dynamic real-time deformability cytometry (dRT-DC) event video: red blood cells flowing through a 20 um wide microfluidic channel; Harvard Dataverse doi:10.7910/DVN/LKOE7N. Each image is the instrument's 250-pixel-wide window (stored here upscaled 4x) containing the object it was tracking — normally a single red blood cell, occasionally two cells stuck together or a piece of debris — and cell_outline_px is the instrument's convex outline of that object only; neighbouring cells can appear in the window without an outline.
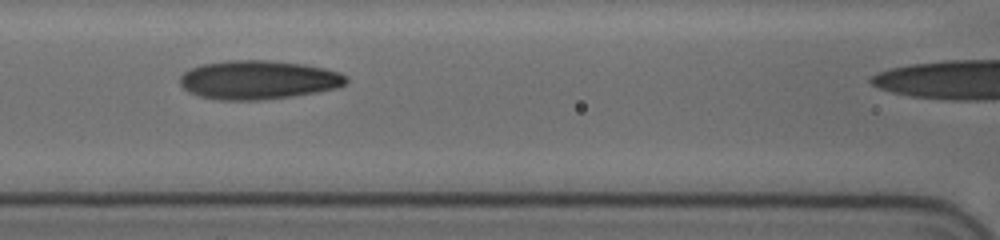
{"species": "human", "species_latin": "Homo sapiens", "temperature_condition": "cold", "stored_images_in_passage": 37, "camera_frame_rate_fps": 3000, "um_per_image_px": 0.085, "donor": {"sex": "female"}, "frame": {"image": 1, "passage_image": 14, "time_ms": 4.333, "image_size_px": [1000, 240], "cell_outline_px": [[348, 84], [336, 88], [316, 92], [292, 96], [260, 100], [220, 100], [200, 96], [184, 88], [180, 84], [180, 76], [184, 72], [200, 64], [228, 60], [272, 60], [304, 64], [324, 68], [340, 72], [348, 76]], "centroid_in_image_um": [21.99, 6.78], "position_along_channel_um": 144.6, "area_um2": 37.74}}
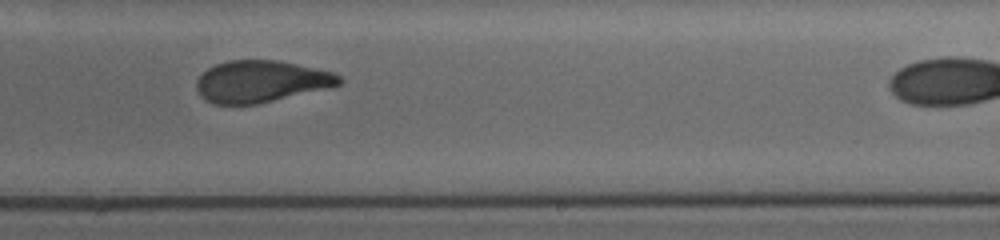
{"frame": {"image": 2, "passage_image": 24, "time_ms": 7.667, "image_size_px": [1000, 240], "cell_outline_px": [[344, 80], [340, 84], [256, 104], [212, 104], [204, 100], [200, 96], [196, 88], [196, 80], [208, 68], [216, 64], [228, 60], [276, 60], [296, 64], [332, 72], [340, 76]], "centroid_in_image_um": [22.11, 6.92], "position_along_channel_um": 266.9, "area_um2": 34.28}}
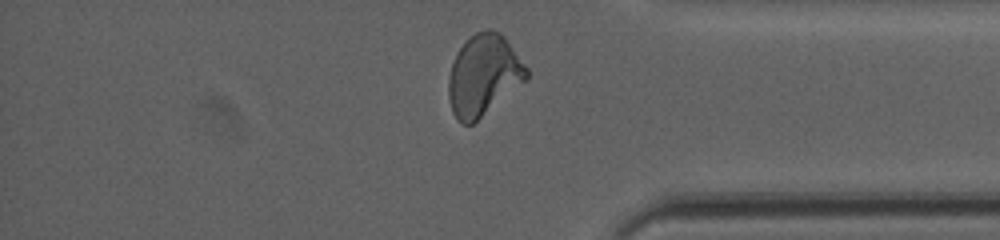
{"frame": {"image": 3, "passage_image": 35, "time_ms": 11.333, "image_size_px": [1000, 240], "cell_outline_px": [[528, 80], [472, 124], [464, 124], [456, 120], [452, 112], [448, 96], [448, 80], [452, 64], [460, 48], [476, 32], [488, 28], [492, 28], [500, 32], [504, 36], [528, 68]], "centroid_in_image_um": [41.12, 6.4], "position_along_channel_um": 394.1, "area_um2": 36.76}}